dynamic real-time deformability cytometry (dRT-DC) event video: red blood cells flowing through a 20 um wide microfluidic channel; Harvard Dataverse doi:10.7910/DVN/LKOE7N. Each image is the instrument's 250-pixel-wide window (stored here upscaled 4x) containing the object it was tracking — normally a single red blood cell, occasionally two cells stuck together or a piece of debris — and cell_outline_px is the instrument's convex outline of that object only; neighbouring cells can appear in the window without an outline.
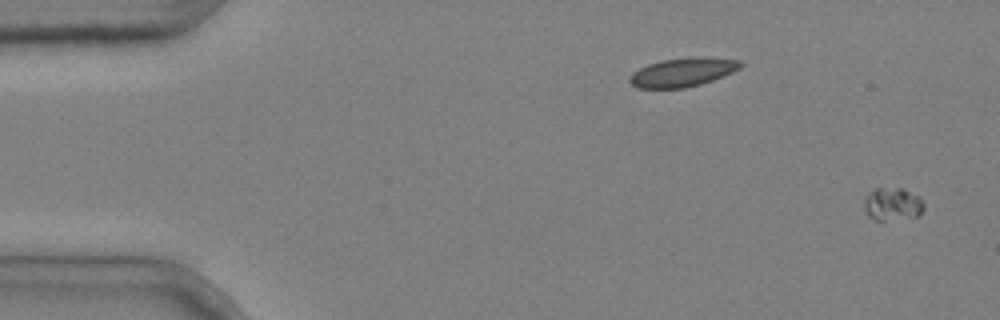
{"species": "common noctule bat (a hibernating species)", "species_latin": "Nyctalus noctula", "temperature_condition": "cold", "stored_images_in_passage": 5, "camera_frame_rate_fps": 3000, "um_per_image_px": 0.085, "animal": {"sex": "male", "body_mass_g": 20.4}, "frame": {"image": 1, "passage_image": 1, "time_ms": 0.0, "image_size_px": [1000, 320], "cell_outline_px": [[924, 208], [916, 216], [880, 220], [876, 220], [868, 216], [864, 212], [864, 196], [868, 192], [876, 188], [900, 188], [920, 196], [924, 204]], "centroid_in_image_um": [75.82, 17.33], "position_along_channel_um": 9.2, "area_um2": 11.39}}